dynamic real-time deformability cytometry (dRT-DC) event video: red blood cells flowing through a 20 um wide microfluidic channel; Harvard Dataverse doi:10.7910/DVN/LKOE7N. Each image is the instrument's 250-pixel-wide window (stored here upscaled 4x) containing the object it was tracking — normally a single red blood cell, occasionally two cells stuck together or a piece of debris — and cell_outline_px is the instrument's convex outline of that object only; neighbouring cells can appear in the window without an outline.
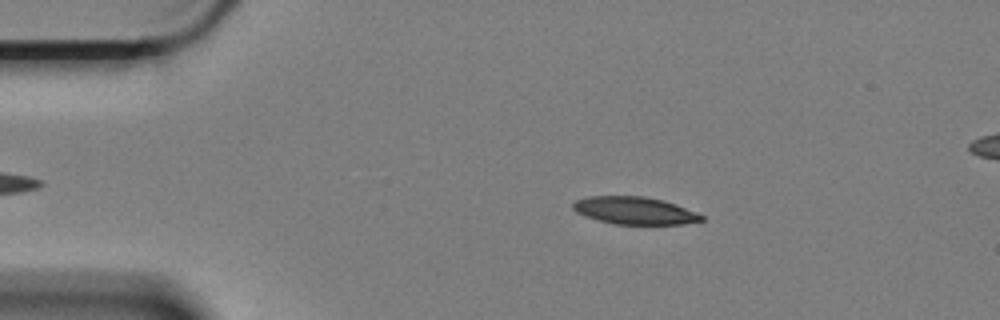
{"species": "Egyptian fruit bat (a non-hibernating species)", "species_latin": "Rousettus aegyptiacus", "temperature_condition": "cold", "stored_images_in_passage": 50, "camera_frame_rate_fps": 3000, "um_per_image_px": 0.085, "animal": {"sex": "female"}, "frame": {"image": 1, "passage_image": 10, "time_ms": 3.0, "image_size_px": [1000, 320], "cell_outline_px": [[704, 220], [680, 224], [612, 224], [584, 216], [576, 212], [572, 208], [572, 204], [576, 200], [588, 196], [644, 196], [664, 200], [704, 216]], "centroid_in_image_um": [53.88, 17.9], "position_along_channel_um": 31.1, "area_um2": 20.46}}
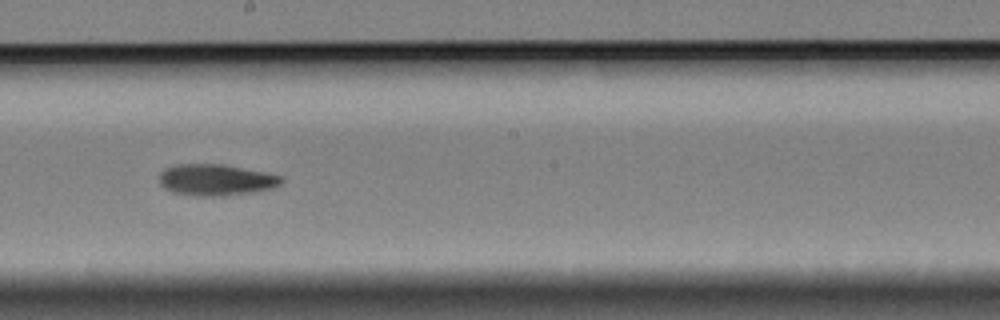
{"frame": {"image": 2, "passage_image": 32, "time_ms": 10.333, "image_size_px": [1000, 320], "cell_outline_px": [[284, 180], [280, 184], [272, 188], [252, 192], [220, 196], [196, 196], [172, 192], [160, 184], [160, 172], [164, 168], [176, 164], [224, 164], [284, 176]], "centroid_in_image_um": [18.35, 15.28], "position_along_channel_um": 229.8, "area_um2": 22.37}}
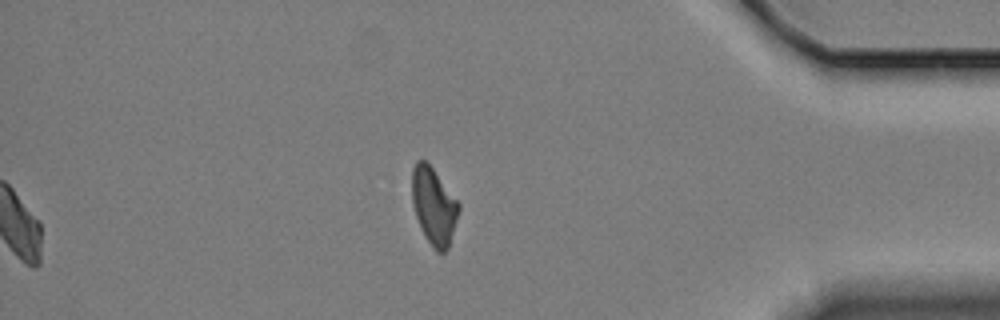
{"frame": {"image": 3, "passage_image": 50, "time_ms": 16.333, "image_size_px": [1000, 320], "cell_outline_px": [[460, 208], [448, 248], [444, 252], [436, 252], [432, 248], [424, 236], [416, 216], [412, 204], [412, 168], [416, 160], [424, 160], [432, 168], [460, 204]], "centroid_in_image_um": [36.86, 17.53], "position_along_channel_um": 398.3, "area_um2": 20.81}}